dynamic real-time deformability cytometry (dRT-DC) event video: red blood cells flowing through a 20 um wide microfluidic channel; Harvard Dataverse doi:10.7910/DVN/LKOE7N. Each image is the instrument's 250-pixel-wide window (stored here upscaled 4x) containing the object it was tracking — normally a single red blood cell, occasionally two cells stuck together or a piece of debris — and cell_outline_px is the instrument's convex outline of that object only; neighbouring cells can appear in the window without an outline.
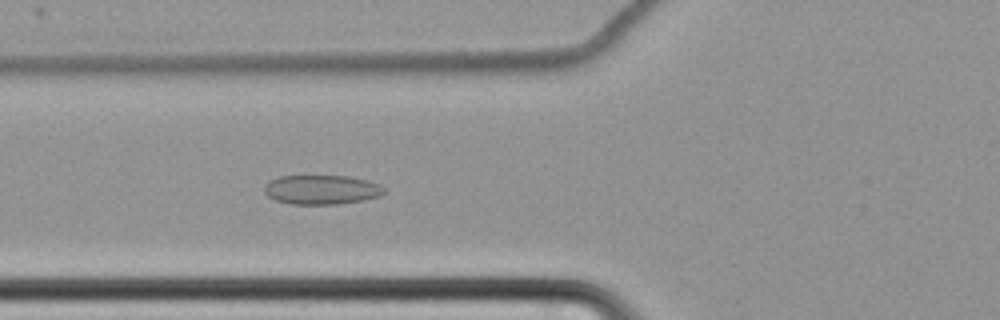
{"species": "common noctule bat (a hibernating species)", "species_latin": "Nyctalus noctula", "temperature_condition": "cold", "stored_images_in_passage": 40, "camera_frame_rate_fps": 3000, "um_per_image_px": 0.085, "animal": {"sex": "female", "body_mass_g": 22.7, "forearm_length_mm": 54.2}, "frame": {"image": 1, "passage_image": 3, "time_ms": 0.667, "image_size_px": [1000, 320], "cell_outline_px": [[384, 192], [380, 196], [364, 200], [336, 204], [288, 204], [276, 200], [268, 196], [264, 192], [264, 188], [272, 180], [280, 176], [348, 176], [368, 180], [380, 184], [384, 188]], "centroid_in_image_um": [27.36, 16.13], "position_along_channel_um": 98.4, "area_um2": 20.4}}
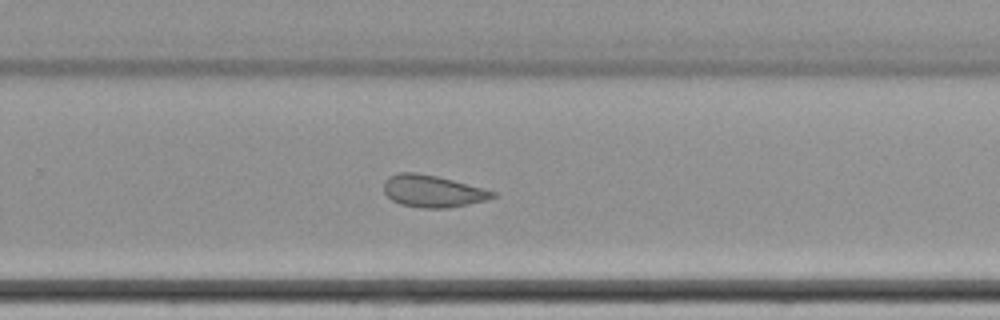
{"frame": {"image": 2, "passage_image": 20, "time_ms": 6.333, "image_size_px": [1000, 320], "cell_outline_px": [[496, 196], [484, 200], [468, 204], [448, 208], [420, 208], [400, 204], [392, 200], [384, 192], [384, 180], [388, 176], [400, 172], [416, 172], [436, 176], [484, 188], [496, 192]], "centroid_in_image_um": [36.74, 16.25], "position_along_channel_um": 293.1, "area_um2": 20.29}}
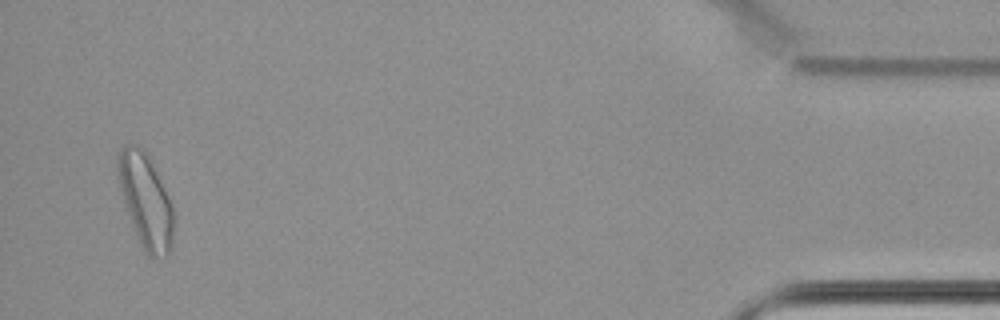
{"frame": {"image": 3, "passage_image": 38, "time_ms": 12.333, "image_size_px": [1000, 320], "cell_outline_px": [[172, 248], [164, 260], [152, 260], [144, 252], [124, 204], [120, 192], [116, 172], [116, 156], [120, 148], [124, 144], [136, 144], [152, 160], [172, 204]], "centroid_in_image_um": [12.36, 17.07], "position_along_channel_um": 422.8, "area_um2": 30.98}}